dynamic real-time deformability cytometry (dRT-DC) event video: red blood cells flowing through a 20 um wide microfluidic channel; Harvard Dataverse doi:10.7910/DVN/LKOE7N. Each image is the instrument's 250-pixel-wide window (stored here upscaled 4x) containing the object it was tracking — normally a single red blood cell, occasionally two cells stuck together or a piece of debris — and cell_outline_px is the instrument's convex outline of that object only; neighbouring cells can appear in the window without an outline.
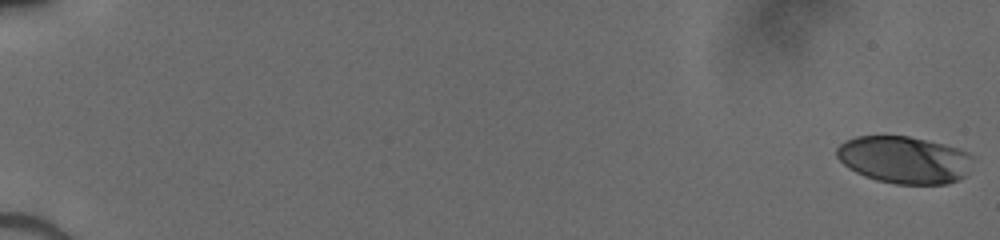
{"species": "human", "species_latin": "Homo sapiens", "temperature_condition": "cold", "stored_images_in_passage": 52, "camera_frame_rate_fps": 3000, "um_per_image_px": 0.085, "donor": {"sex": "male"}, "frame": {"image": 1, "passage_image": 1, "time_ms": 0.0, "image_size_px": [1000, 240], "cell_outline_px": [[972, 156], [964, 176], [948, 184], [896, 184], [876, 180], [864, 176], [848, 168], [836, 156], [836, 148], [844, 140], [856, 136], [908, 136], [944, 144], [968, 152]], "centroid_in_image_um": [76.8, 13.58], "position_along_channel_um": 8.2, "area_um2": 37.28}}
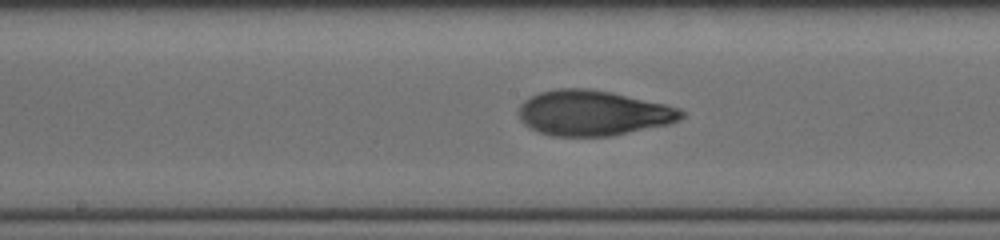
{"frame": {"image": 2, "passage_image": 30, "time_ms": 9.667, "image_size_px": [1000, 240], "cell_outline_px": [[684, 116], [680, 120], [668, 124], [612, 136], [552, 136], [540, 132], [524, 124], [520, 120], [520, 104], [524, 100], [540, 92], [556, 88], [588, 88], [612, 92], [664, 104], [680, 108], [684, 112]], "centroid_in_image_um": [50.42, 9.6], "position_along_channel_um": 197.8, "area_um2": 42.83}}
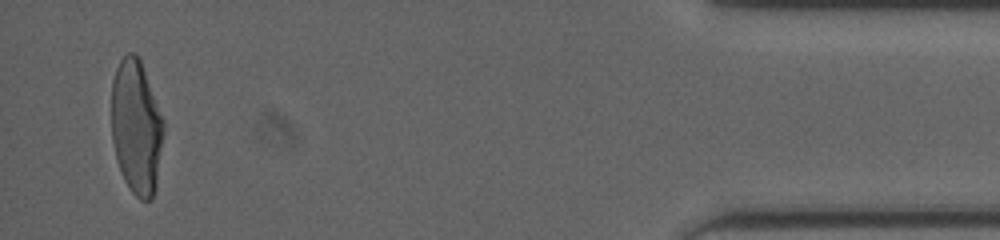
{"frame": {"image": 3, "passage_image": 51, "time_ms": 16.667, "image_size_px": [1000, 240], "cell_outline_px": [[164, 132], [156, 184], [152, 196], [148, 200], [140, 200], [132, 192], [124, 180], [116, 156], [112, 140], [112, 80], [116, 68], [120, 60], [128, 52], [132, 52], [140, 60], [164, 120]], "centroid_in_image_um": [11.59, 10.79], "position_along_channel_um": 423.6, "area_um2": 40.4}}